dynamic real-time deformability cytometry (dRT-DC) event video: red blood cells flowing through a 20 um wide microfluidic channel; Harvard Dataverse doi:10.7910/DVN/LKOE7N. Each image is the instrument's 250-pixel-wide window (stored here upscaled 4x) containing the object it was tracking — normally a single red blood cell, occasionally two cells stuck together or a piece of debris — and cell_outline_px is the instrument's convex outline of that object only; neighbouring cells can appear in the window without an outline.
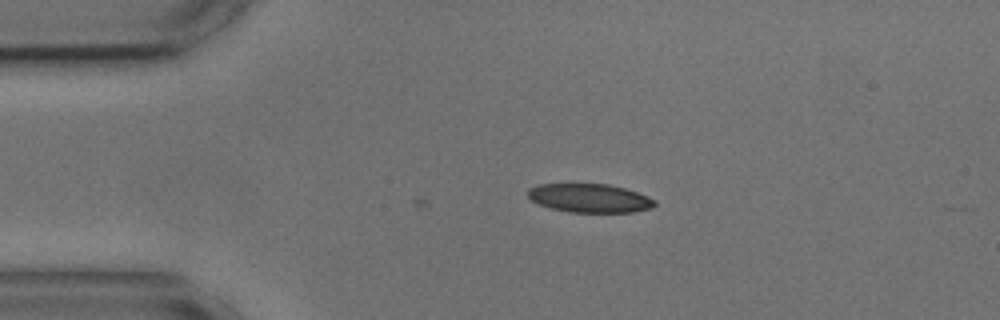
{"species": "common noctule bat (a hibernating species)", "species_latin": "Nyctalus noctula", "temperature_condition": "cold", "stored_images_in_passage": 16, "camera_frame_rate_fps": 3000, "um_per_image_px": 0.085, "animal": {"sex": "male", "body_mass_g": 17.9, "forearm_length_mm": 54.2}, "frame": {"image": 1, "passage_image": 16, "time_ms": 5.0, "image_size_px": [1000, 320], "cell_outline_px": [[656, 204], [652, 208], [632, 212], [568, 212], [552, 208], [540, 204], [532, 200], [528, 196], [528, 188], [536, 184], [608, 184], [624, 188], [648, 196], [656, 200]], "centroid_in_image_um": [50.13, 16.84], "position_along_channel_um": 34.9, "area_um2": 21.15}}